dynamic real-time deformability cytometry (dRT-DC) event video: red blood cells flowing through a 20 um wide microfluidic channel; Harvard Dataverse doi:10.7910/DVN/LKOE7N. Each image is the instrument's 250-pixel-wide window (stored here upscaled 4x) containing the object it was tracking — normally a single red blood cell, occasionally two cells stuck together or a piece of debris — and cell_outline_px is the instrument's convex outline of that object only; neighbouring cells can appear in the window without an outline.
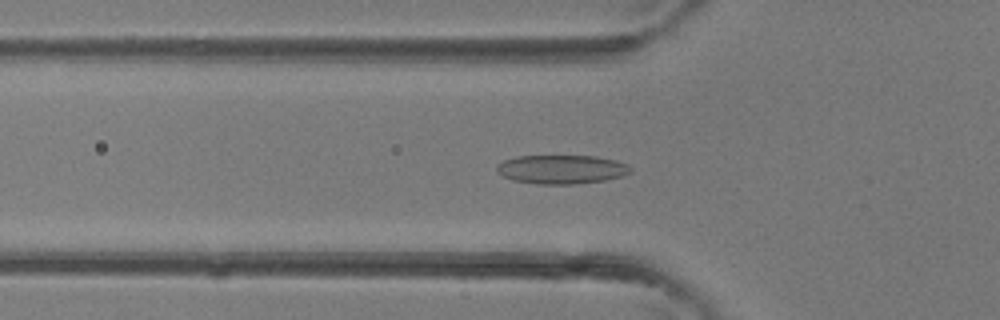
{"species": "common noctule bat (a hibernating species)", "species_latin": "Nyctalus noctula", "temperature_condition": "room temperature", "stored_images_in_passage": 38, "camera_frame_rate_fps": 3000, "um_per_image_px": 0.085, "animal": {"sex": "female"}, "frame": {"image": 1, "passage_image": 13, "time_ms": 4.0, "image_size_px": [1000, 320], "cell_outline_px": [[632, 172], [624, 176], [604, 180], [576, 184], [540, 184], [512, 180], [496, 172], [496, 164], [504, 160], [516, 156], [596, 156], [616, 160], [628, 164], [632, 168]], "centroid_in_image_um": [47.75, 14.39], "position_along_channel_um": 78.0, "area_um2": 22.72}}
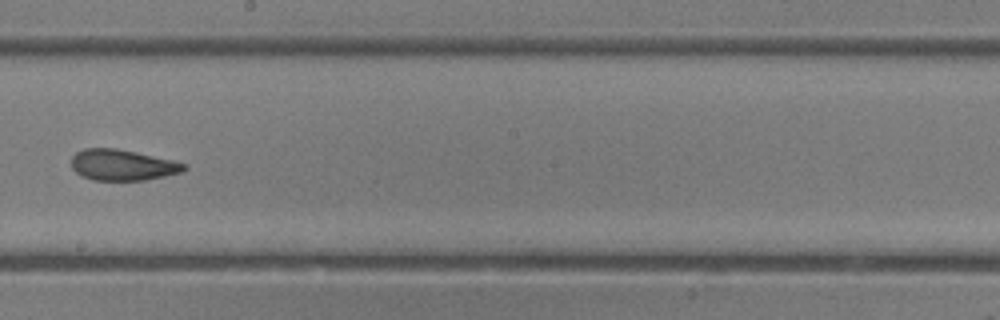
{"frame": {"image": 2, "passage_image": 22, "time_ms": 7.0, "image_size_px": [1000, 320], "cell_outline_px": [[188, 168], [180, 172], [164, 176], [144, 180], [92, 180], [80, 176], [72, 168], [72, 156], [76, 152], [84, 148], [116, 148], [136, 152], [172, 160], [188, 164]], "centroid_in_image_um": [10.39, 14.02], "position_along_channel_um": 237.8, "area_um2": 20.35}}
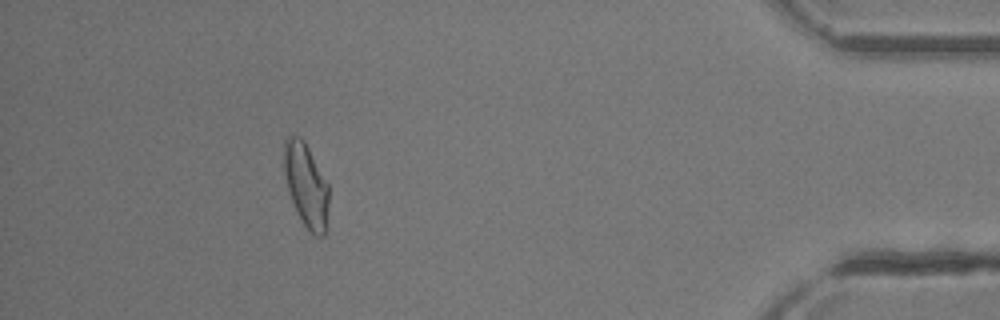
{"frame": {"image": 3, "passage_image": 35, "time_ms": 11.333, "image_size_px": [1000, 320], "cell_outline_px": [[328, 228], [324, 236], [316, 236], [304, 224], [296, 212], [288, 192], [284, 172], [284, 140], [288, 136], [300, 136], [304, 140], [328, 184]], "centroid_in_image_um": [26.03, 15.76], "position_along_channel_um": 409.2, "area_um2": 21.96}}